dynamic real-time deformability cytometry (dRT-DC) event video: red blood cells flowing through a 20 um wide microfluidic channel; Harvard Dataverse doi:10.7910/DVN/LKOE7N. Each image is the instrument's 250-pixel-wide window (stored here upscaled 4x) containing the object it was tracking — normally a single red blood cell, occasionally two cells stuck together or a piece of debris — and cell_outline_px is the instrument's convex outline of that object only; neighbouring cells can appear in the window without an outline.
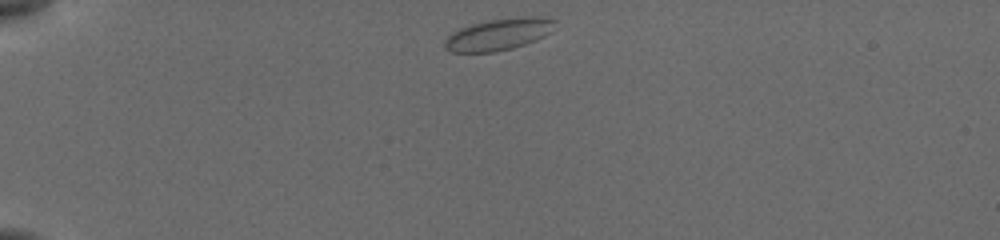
{"species": "common noctule bat (a hibernating species)", "species_latin": "Nyctalus noctula", "temperature_condition": "cold", "stored_images_in_passage": 35, "camera_frame_rate_fps": 3000, "um_per_image_px": 0.085, "animal": {"sex": "female", "body_mass_g": 19.5, "forearm_length_mm": 54.1}, "frame": {"image": 1, "passage_image": 1, "time_ms": 0.0, "image_size_px": [1000, 240], "cell_outline_px": [[556, 20], [552, 32], [536, 40], [512, 48], [496, 52], [452, 52], [444, 48], [444, 40], [452, 32], [460, 28], [472, 24], [488, 20], [524, 16], [540, 16]], "centroid_in_image_um": [42.39, 2.91], "position_along_channel_um": 42.6, "area_um2": 20.52}}
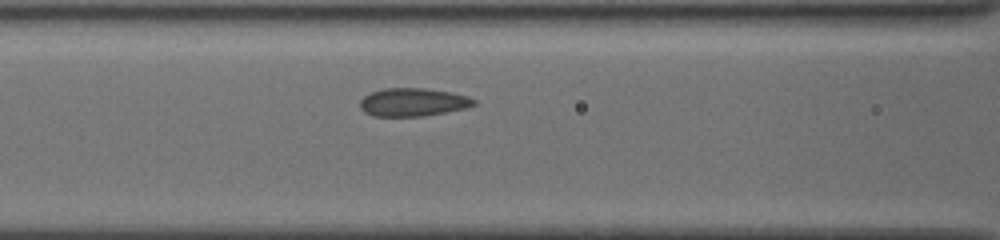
{"frame": {"image": 2, "passage_image": 23, "time_ms": 3.667, "image_size_px": [1000, 240], "cell_outline_px": [[476, 104], [464, 108], [424, 116], [372, 116], [364, 112], [360, 108], [360, 100], [364, 96], [372, 92], [384, 88], [424, 88], [452, 92], [468, 96], [476, 100]], "centroid_in_image_um": [35.09, 8.68], "position_along_channel_um": 131.5, "area_um2": 18.67}}
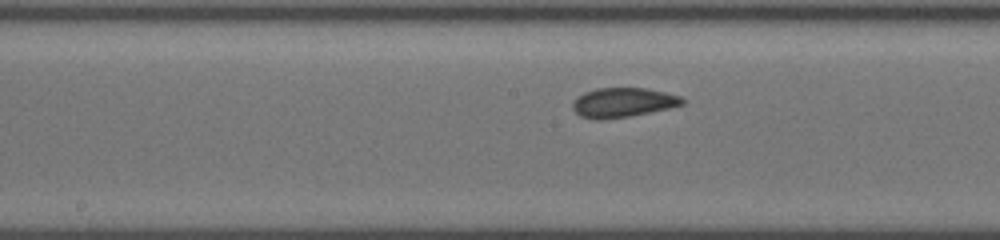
{"frame": {"image": 3, "passage_image": 30, "time_ms": 5.333, "image_size_px": [1000, 240], "cell_outline_px": [[684, 104], [672, 108], [632, 116], [604, 120], [596, 120], [580, 116], [572, 108], [572, 104], [584, 92], [596, 88], [648, 88], [680, 96], [684, 100]], "centroid_in_image_um": [52.98, 8.73], "position_along_channel_um": 195.2, "area_um2": 19.02}}